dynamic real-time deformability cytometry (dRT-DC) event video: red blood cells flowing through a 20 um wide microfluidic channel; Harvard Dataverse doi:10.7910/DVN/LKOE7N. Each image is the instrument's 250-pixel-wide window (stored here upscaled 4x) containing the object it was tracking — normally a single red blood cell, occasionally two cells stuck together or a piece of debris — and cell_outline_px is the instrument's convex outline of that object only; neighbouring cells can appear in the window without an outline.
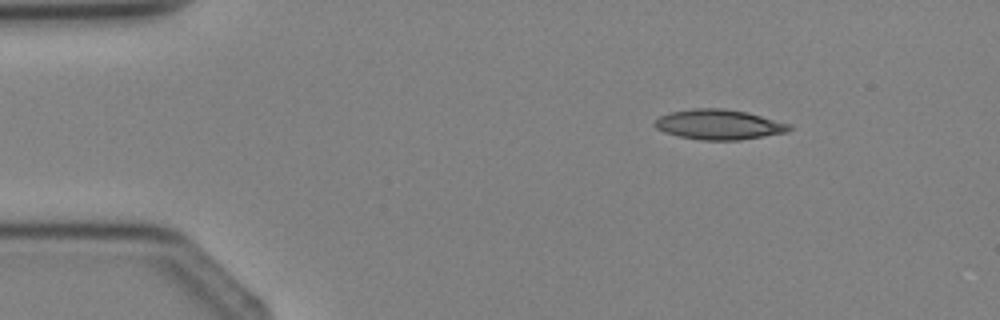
{"species": "Egyptian fruit bat (a non-hibernating species)", "species_latin": "Rousettus aegyptiacus", "temperature_condition": "cold", "stored_images_in_passage": 2, "camera_frame_rate_fps": 3000, "um_per_image_px": 0.085, "animal": {"sex": "female"}, "frame": {"image": 1, "passage_image": 1, "time_ms": 0.0, "image_size_px": [1000, 320], "cell_outline_px": [[792, 128], [788, 132], [740, 140], [700, 140], [680, 136], [664, 132], [656, 128], [652, 124], [660, 116], [672, 112], [692, 108], [724, 108], [748, 112], [792, 124]], "centroid_in_image_um": [61.14, 10.58], "position_along_channel_um": 23.9, "area_um2": 23.7}}